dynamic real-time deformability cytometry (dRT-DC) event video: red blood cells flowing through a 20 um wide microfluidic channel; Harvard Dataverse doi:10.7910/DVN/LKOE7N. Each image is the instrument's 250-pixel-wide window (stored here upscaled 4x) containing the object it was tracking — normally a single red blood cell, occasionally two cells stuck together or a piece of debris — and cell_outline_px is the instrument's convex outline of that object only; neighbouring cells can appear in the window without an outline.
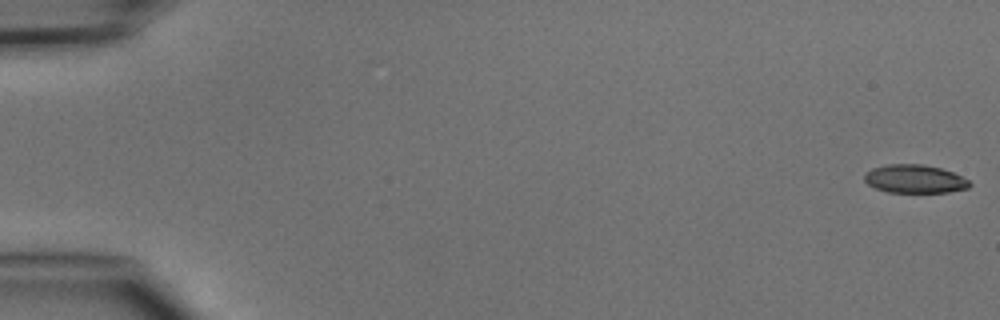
{"species": "common noctule bat (a hibernating species)", "species_latin": "Nyctalus noctula", "temperature_condition": "cold", "stored_images_in_passage": 5, "camera_frame_rate_fps": 3000, "um_per_image_px": 0.085, "animal": {"sex": "male", "body_mass_g": 15.6}, "frame": {"image": 1, "passage_image": 1, "time_ms": 0.0, "image_size_px": [1000, 320], "cell_outline_px": [[972, 184], [968, 188], [948, 192], [888, 192], [876, 188], [868, 184], [864, 180], [864, 176], [872, 168], [888, 164], [924, 164], [940, 168], [952, 172], [968, 180]], "centroid_in_image_um": [77.75, 15.21], "position_along_channel_um": 7.2, "area_um2": 17.22}}
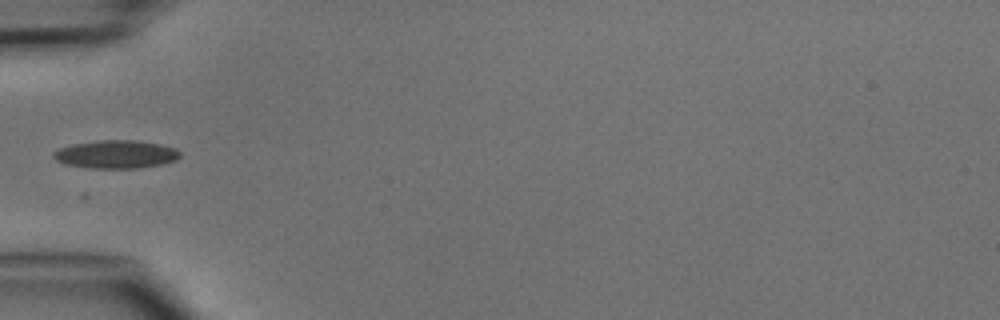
{"frame": {"image": 2, "passage_image": 5, "time_ms": 5.333, "image_size_px": [1000, 320], "cell_outline_px": [[180, 156], [176, 160], [164, 164], [140, 168], [92, 168], [68, 164], [56, 160], [52, 156], [52, 152], [60, 148], [72, 144], [96, 140], [136, 140], [160, 144], [176, 148], [180, 152]], "centroid_in_image_um": [9.89, 13.11], "position_along_channel_um": 75.1, "area_um2": 20.81}}